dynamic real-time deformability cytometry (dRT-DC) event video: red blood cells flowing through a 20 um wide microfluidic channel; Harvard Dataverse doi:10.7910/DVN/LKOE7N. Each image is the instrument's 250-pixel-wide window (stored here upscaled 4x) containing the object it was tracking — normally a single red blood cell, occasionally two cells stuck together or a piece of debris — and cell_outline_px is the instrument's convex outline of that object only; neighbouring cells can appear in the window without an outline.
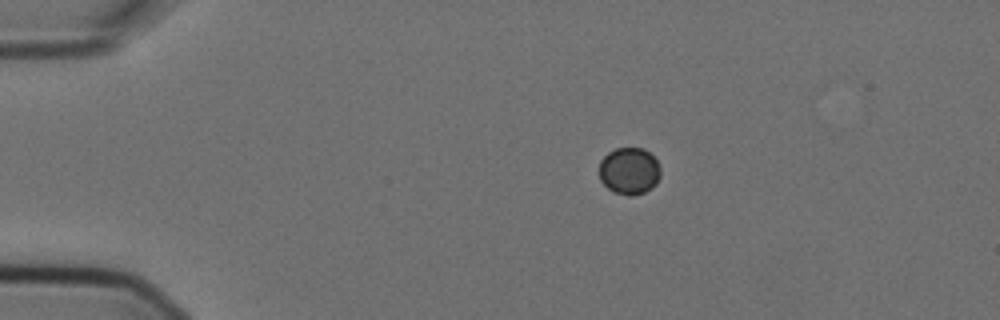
{"species": "Egyptian fruit bat (a non-hibernating species)", "species_latin": "Rousettus aegyptiacus", "temperature_condition": "cold", "stored_images_in_passage": 3, "camera_frame_rate_fps": 3000, "um_per_image_px": 0.085, "animal": {"sex": "female"}, "frame": {"image": 1, "passage_image": 1, "time_ms": 0.0, "image_size_px": [1000, 320], "cell_outline_px": [[660, 176], [656, 184], [652, 188], [644, 192], [632, 196], [628, 196], [612, 192], [600, 180], [600, 160], [608, 152], [616, 148], [644, 148], [656, 160], [660, 168]], "centroid_in_image_um": [53.48, 14.54], "position_along_channel_um": 31.5, "area_um2": 16.88}}